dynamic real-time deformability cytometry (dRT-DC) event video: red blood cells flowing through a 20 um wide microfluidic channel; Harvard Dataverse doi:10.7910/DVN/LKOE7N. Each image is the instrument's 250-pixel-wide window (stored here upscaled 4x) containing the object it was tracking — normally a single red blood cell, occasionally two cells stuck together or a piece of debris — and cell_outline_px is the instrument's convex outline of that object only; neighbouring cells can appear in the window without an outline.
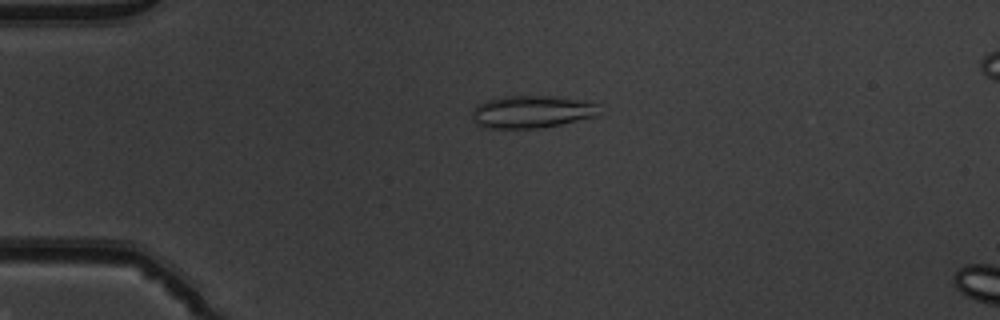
{"species": "common noctule bat (a hibernating species)", "species_latin": "Nyctalus noctula", "temperature_condition": "warm", "stored_images_in_passage": 36, "camera_frame_rate_fps": 3000, "um_per_image_px": 0.085, "animal": {"sex": "male", "body_mass_g": 19.5, "forearm_length_mm": 54.6}, "frame": {"image": 1, "passage_image": 1, "time_ms": 0.0, "image_size_px": [1000, 320], "cell_outline_px": [[600, 104], [596, 116], [544, 128], [484, 128], [476, 124], [472, 120], [472, 108], [476, 104], [488, 100], [504, 96], [556, 96], [588, 100]], "centroid_in_image_um": [45.2, 9.49], "position_along_channel_um": 39.8, "area_um2": 24.51}}
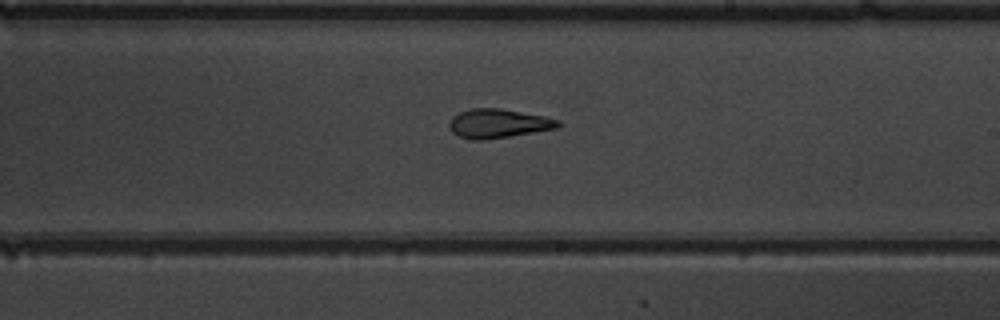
{"frame": {"image": 2, "passage_image": 19, "time_ms": 6.0, "image_size_px": [1000, 320], "cell_outline_px": [[560, 124], [556, 128], [508, 136], [480, 140], [472, 140], [460, 136], [452, 132], [448, 124], [452, 116], [468, 108], [500, 108], [544, 116], [560, 120]], "centroid_in_image_um": [42.31, 10.48], "position_along_channel_um": 246.7, "area_um2": 18.21}}
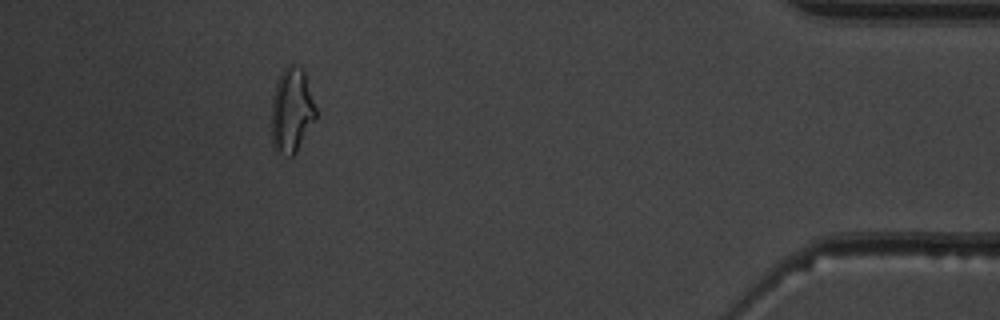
{"frame": {"image": 3, "passage_image": 35, "time_ms": 11.333, "image_size_px": [1000, 320], "cell_outline_px": [[316, 120], [296, 152], [292, 156], [288, 156], [276, 152], [272, 144], [272, 96], [276, 80], [280, 72], [288, 64], [292, 64], [300, 68], [304, 72], [316, 108]], "centroid_in_image_um": [24.78, 9.39], "position_along_channel_um": 410.4, "area_um2": 22.08}}